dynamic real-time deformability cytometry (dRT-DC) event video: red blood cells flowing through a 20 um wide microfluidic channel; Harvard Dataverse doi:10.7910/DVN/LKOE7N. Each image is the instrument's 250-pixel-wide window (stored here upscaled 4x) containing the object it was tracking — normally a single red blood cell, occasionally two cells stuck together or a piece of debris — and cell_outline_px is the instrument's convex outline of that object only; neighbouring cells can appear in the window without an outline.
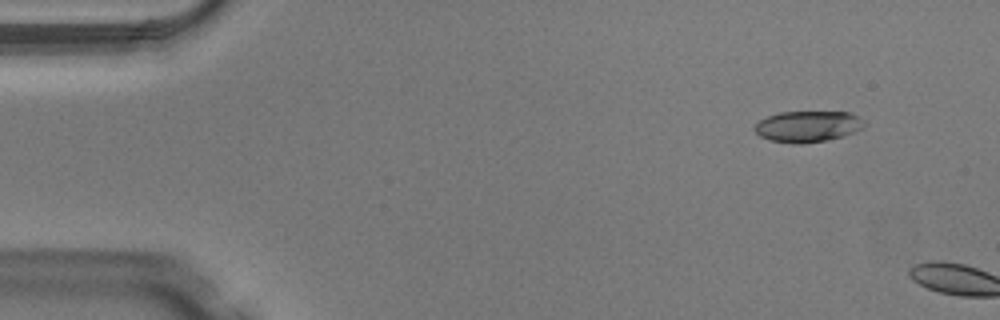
{"species": "Egyptian fruit bat (a non-hibernating species)", "species_latin": "Rousettus aegyptiacus", "temperature_condition": "warm", "stored_images_in_passage": 7, "camera_frame_rate_fps": 3000, "um_per_image_px": 0.085, "animal": {"sex": "male"}, "frame": {"image": 1, "passage_image": 5, "time_ms": 1.333, "image_size_px": [1000, 320], "cell_outline_px": [[864, 128], [844, 136], [824, 140], [800, 144], [792, 144], [772, 140], [760, 136], [752, 128], [760, 120], [768, 116], [780, 112], [848, 112], [864, 120]], "centroid_in_image_um": [68.65, 10.75], "position_along_channel_um": 16.3, "area_um2": 19.77}}